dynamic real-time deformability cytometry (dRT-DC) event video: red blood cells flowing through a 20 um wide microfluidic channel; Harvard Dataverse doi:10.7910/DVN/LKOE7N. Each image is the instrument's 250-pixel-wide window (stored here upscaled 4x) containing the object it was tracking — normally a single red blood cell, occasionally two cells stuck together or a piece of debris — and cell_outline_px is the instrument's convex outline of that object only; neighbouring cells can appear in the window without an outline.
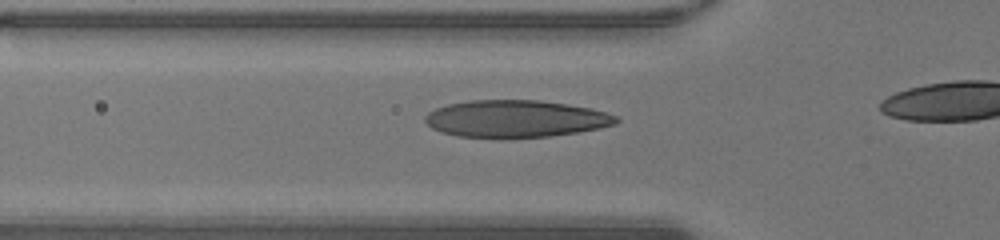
{"species": "human", "species_latin": "Homo sapiens", "temperature_condition": "warm", "stored_images_in_passage": 17, "camera_frame_rate_fps": 3000, "um_per_image_px": 0.085, "donor": {"sex": "male"}, "frame": {"image": 1, "passage_image": 4, "time_ms": 1.0, "image_size_px": [1000, 240], "cell_outline_px": [[620, 120], [616, 124], [600, 128], [576, 132], [548, 136], [500, 140], [456, 136], [440, 132], [432, 128], [424, 120], [424, 116], [428, 112], [436, 108], [448, 104], [468, 100], [540, 100], [568, 104], [592, 108], [616, 116]], "centroid_in_image_um": [43.79, 10.12], "position_along_channel_um": 82.0, "area_um2": 42.19}}
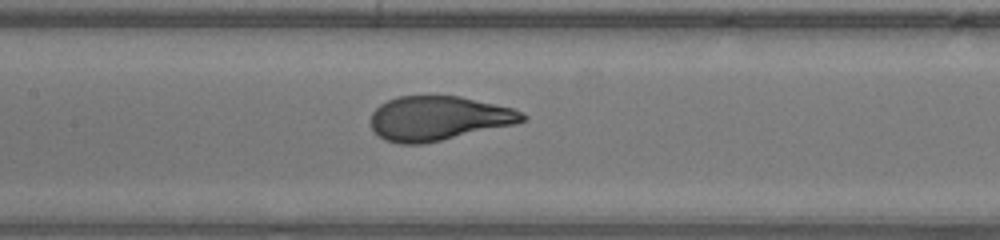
{"frame": {"image": 2, "passage_image": 10, "time_ms": 3.0, "image_size_px": [1000, 240], "cell_outline_px": [[528, 120], [516, 124], [424, 144], [400, 144], [384, 140], [372, 128], [372, 112], [380, 104], [388, 100], [400, 96], [460, 96], [512, 108], [528, 116]], "centroid_in_image_um": [37.29, 10.06], "position_along_channel_um": 170.1, "area_um2": 39.13}}
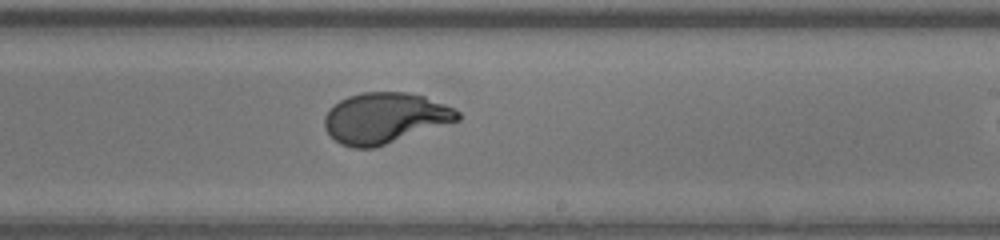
{"frame": {"image": 3, "passage_image": 16, "time_ms": 5.0, "image_size_px": [1000, 240], "cell_outline_px": [[460, 120], [376, 148], [352, 148], [340, 144], [324, 128], [324, 116], [340, 100], [348, 96], [360, 92], [408, 92], [424, 96], [444, 104], [460, 112]], "centroid_in_image_um": [32.72, 10.04], "position_along_channel_um": 256.3, "area_um2": 39.36}}